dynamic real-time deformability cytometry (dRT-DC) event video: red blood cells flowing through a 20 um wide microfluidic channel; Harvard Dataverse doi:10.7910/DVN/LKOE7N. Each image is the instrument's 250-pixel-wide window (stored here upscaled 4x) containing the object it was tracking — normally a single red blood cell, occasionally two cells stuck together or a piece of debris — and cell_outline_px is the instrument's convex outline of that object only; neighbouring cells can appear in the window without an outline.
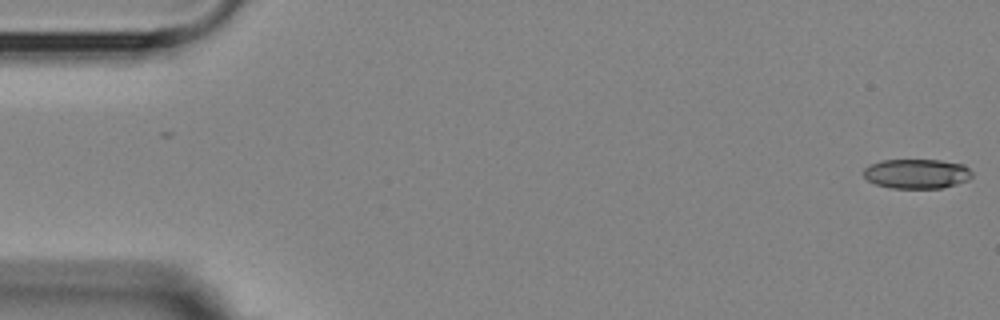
{"species": "Egyptian fruit bat (a non-hibernating species)", "species_latin": "Rousettus aegyptiacus", "temperature_condition": "room temperature", "stored_images_in_passage": 13, "camera_frame_rate_fps": 3000, "um_per_image_px": 0.085, "animal": {"sex": "female"}, "frame": {"image": 1, "passage_image": 1, "time_ms": 0.0, "image_size_px": [1000, 320], "cell_outline_px": [[972, 176], [968, 180], [956, 184], [940, 188], [892, 188], [876, 184], [868, 180], [864, 176], [864, 168], [868, 164], [880, 160], [940, 160], [964, 164], [972, 172]], "centroid_in_image_um": [77.91, 14.76], "position_along_channel_um": 7.1, "area_um2": 18.79}}
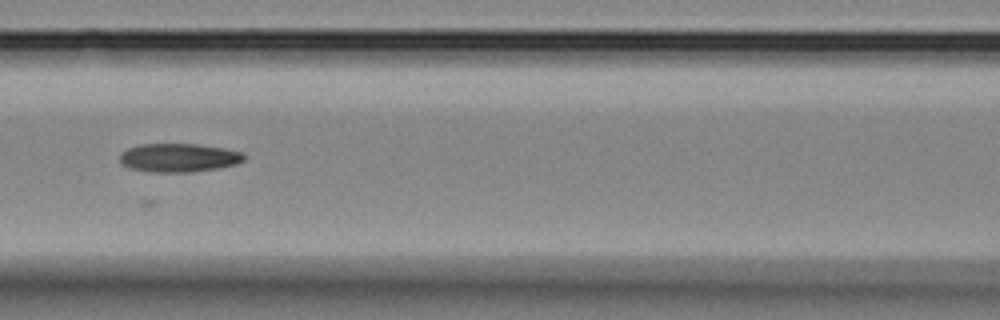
{"frame": {"image": 2, "passage_image": 7, "time_ms": 7.667, "image_size_px": [1000, 320], "cell_outline_px": [[244, 160], [236, 164], [216, 168], [192, 172], [152, 172], [128, 168], [120, 164], [120, 152], [128, 148], [140, 144], [200, 144], [224, 148], [244, 152]], "centroid_in_image_um": [15.17, 13.4], "position_along_channel_um": 151.4, "area_um2": 20.87}}
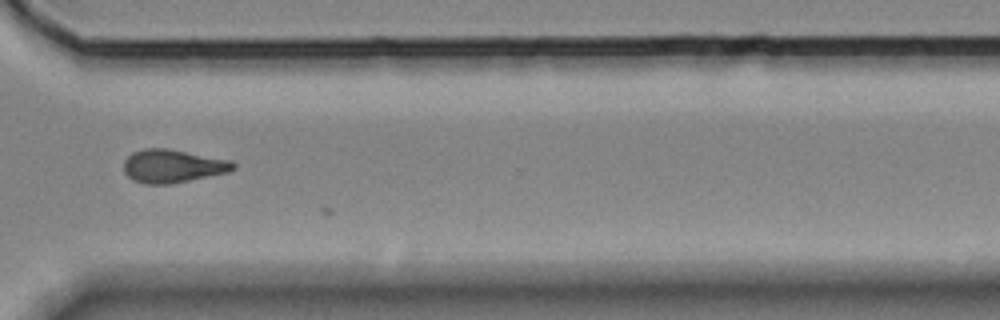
{"frame": {"image": 3, "passage_image": 12, "time_ms": 13.333, "image_size_px": [1000, 320], "cell_outline_px": [[236, 168], [228, 172], [168, 184], [144, 184], [132, 180], [124, 172], [124, 160], [132, 152], [144, 148], [168, 148], [232, 160], [236, 164]], "centroid_in_image_um": [14.67, 14.1], "position_along_channel_um": 355.9, "area_um2": 21.27}}